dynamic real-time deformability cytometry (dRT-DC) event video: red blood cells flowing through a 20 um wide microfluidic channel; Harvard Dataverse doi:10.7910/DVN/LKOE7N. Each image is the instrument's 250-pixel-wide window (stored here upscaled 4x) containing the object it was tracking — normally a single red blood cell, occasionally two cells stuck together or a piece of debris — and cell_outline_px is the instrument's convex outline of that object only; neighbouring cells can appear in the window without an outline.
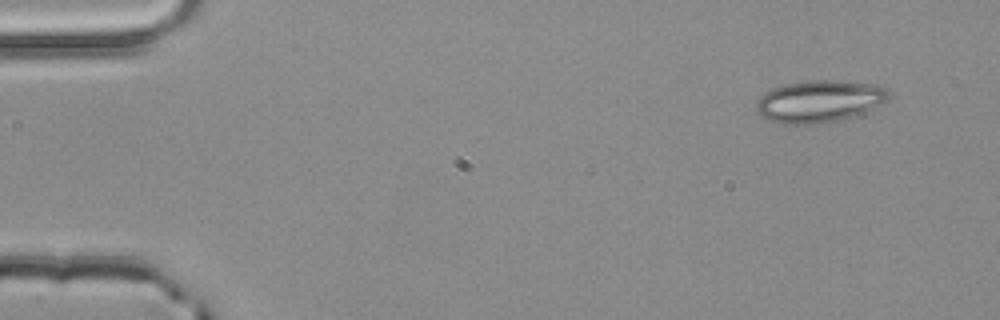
{"species": "common noctule bat (a hibernating species)", "species_latin": "Nyctalus noctula", "temperature_condition": "room temperature", "stored_images_in_passage": 4, "camera_frame_rate_fps": 3000, "um_per_image_px": 0.085, "animal": {"sex": "male", "body_mass_g": 20.4}, "frame": {"image": 1, "passage_image": 1, "time_ms": 0.0, "image_size_px": [1000, 320], "cell_outline_px": [[888, 100], [884, 104], [852, 116], [836, 120], [812, 124], [780, 124], [768, 120], [756, 112], [756, 104], [760, 96], [764, 92], [772, 88], [784, 84], [804, 80], [840, 80], [872, 84], [888, 88]], "centroid_in_image_um": [69.61, 8.59], "position_along_channel_um": 15.4, "area_um2": 32.66}}